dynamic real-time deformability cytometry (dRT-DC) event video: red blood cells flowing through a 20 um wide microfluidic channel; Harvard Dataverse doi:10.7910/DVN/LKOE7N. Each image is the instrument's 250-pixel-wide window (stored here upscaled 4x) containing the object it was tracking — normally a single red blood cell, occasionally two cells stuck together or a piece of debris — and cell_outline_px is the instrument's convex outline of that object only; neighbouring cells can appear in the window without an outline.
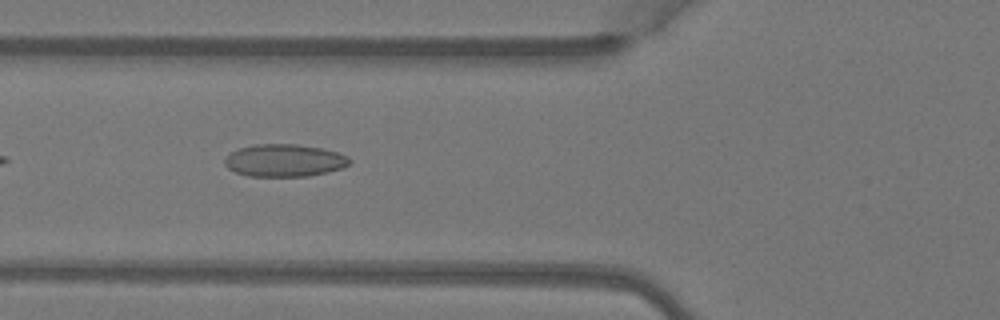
{"species": "Egyptian fruit bat (a non-hibernating species)", "species_latin": "Rousettus aegyptiacus", "temperature_condition": "warm", "stored_images_in_passage": 7, "camera_frame_rate_fps": 3000, "um_per_image_px": 0.085, "animal": {"sex": "female"}, "frame": {"image": 1, "passage_image": 5, "time_ms": 1.333, "image_size_px": [1000, 320], "cell_outline_px": [[352, 160], [348, 164], [340, 168], [328, 172], [308, 176], [248, 176], [236, 172], [228, 168], [224, 164], [224, 160], [232, 152], [240, 148], [252, 144], [296, 144], [324, 148], [348, 156]], "centroid_in_image_um": [24.18, 13.63], "position_along_channel_um": 101.6, "area_um2": 23.58}}
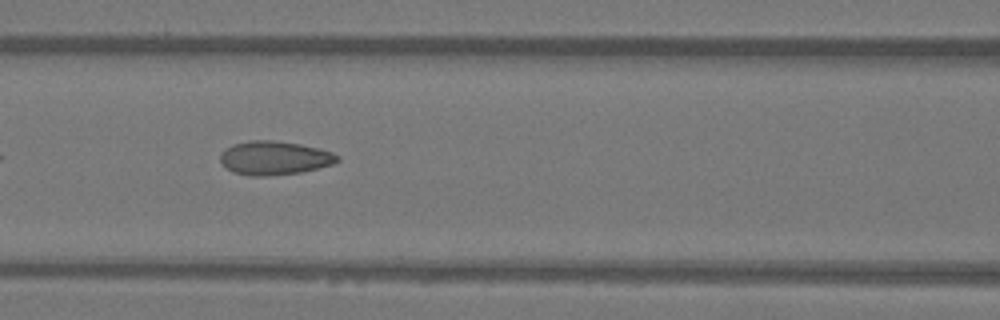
{"frame": {"image": 2, "passage_image": 6, "time_ms": 1.667, "image_size_px": [1000, 320], "cell_outline_px": [[340, 160], [332, 164], [300, 172], [268, 176], [248, 176], [232, 172], [220, 160], [220, 152], [232, 144], [252, 140], [272, 140], [300, 144], [332, 152], [340, 156]], "centroid_in_image_um": [23.3, 13.43], "position_along_channel_um": 143.3, "area_um2": 22.95}}
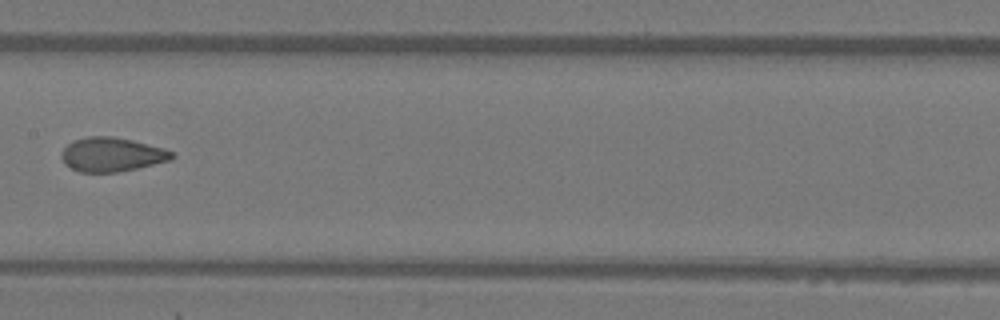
{"frame": {"image": 3, "passage_image": 7, "time_ms": 2.0, "image_size_px": [1000, 320], "cell_outline_px": [[176, 156], [172, 160], [136, 168], [116, 172], [80, 172], [64, 164], [60, 156], [60, 152], [72, 140], [88, 136], [112, 136], [132, 140], [164, 148], [176, 152]], "centroid_in_image_um": [9.51, 13.13], "position_along_channel_um": 197.9, "area_um2": 22.14}}